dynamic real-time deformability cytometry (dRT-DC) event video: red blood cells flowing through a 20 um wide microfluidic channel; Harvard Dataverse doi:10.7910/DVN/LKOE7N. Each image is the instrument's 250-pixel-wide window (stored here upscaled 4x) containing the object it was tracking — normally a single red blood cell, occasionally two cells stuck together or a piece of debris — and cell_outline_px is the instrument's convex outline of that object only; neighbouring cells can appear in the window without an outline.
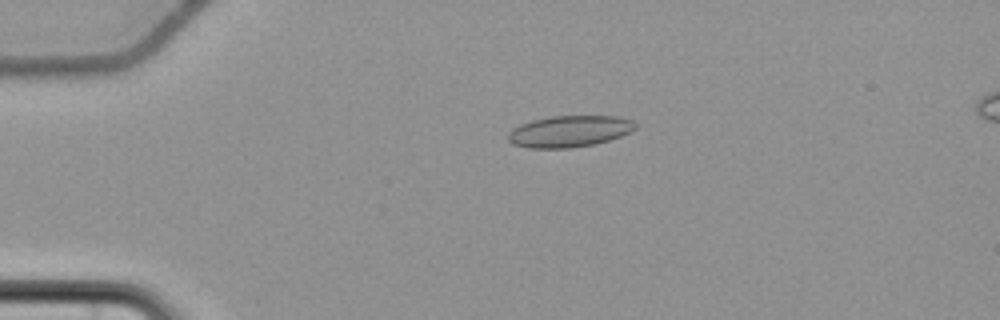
{"species": "common noctule bat (a hibernating species)", "species_latin": "Nyctalus noctula", "temperature_condition": "cold", "stored_images_in_passage": 56, "camera_frame_rate_fps": 3000, "um_per_image_px": 0.085, "animal": {"sex": "female", "body_mass_g": 22.7, "forearm_length_mm": 54.2}, "frame": {"image": 1, "passage_image": 13, "time_ms": 4.0, "image_size_px": [1000, 320], "cell_outline_px": [[636, 128], [632, 132], [608, 140], [592, 144], [572, 148], [528, 148], [512, 144], [508, 140], [508, 132], [512, 128], [520, 124], [532, 120], [552, 116], [616, 116], [632, 120], [636, 124]], "centroid_in_image_um": [48.38, 11.16], "position_along_channel_um": 36.6, "area_um2": 23.41}}
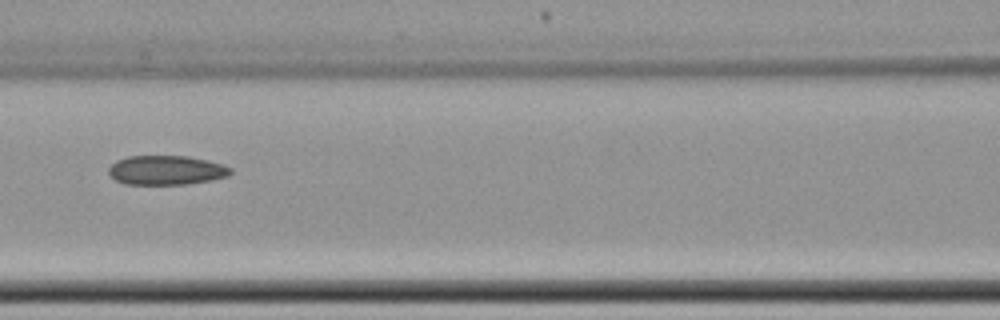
{"frame": {"image": 2, "passage_image": 26, "time_ms": 8.333, "image_size_px": [1000, 320], "cell_outline_px": [[232, 172], [228, 176], [212, 180], [188, 184], [124, 184], [116, 180], [108, 172], [108, 168], [116, 160], [128, 156], [188, 156], [208, 160], [232, 168]], "centroid_in_image_um": [14.14, 14.46], "position_along_channel_um": 152.5, "area_um2": 20.87}}
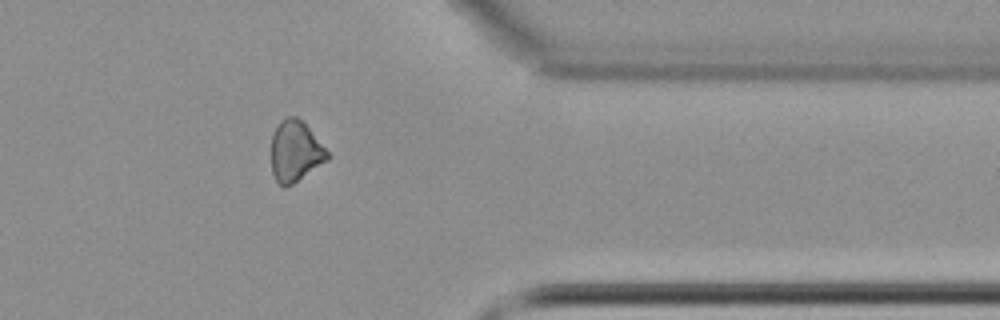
{"frame": {"image": 3, "passage_image": 46, "time_ms": 15.0, "image_size_px": [1000, 320], "cell_outline_px": [[332, 156], [328, 160], [292, 184], [284, 188], [276, 180], [272, 172], [272, 132], [280, 120], [288, 116], [296, 116], [308, 128]], "centroid_in_image_um": [25.09, 12.86], "position_along_channel_um": 386.3, "area_um2": 19.77}, "authors_computed_cell_mechanics": {"area_um2": 21.2993, "velocity_mm_per_s": 3.6909, "shape_relaxation_time_tau1_ms": null, "shape_relaxation_time_tau2_ms": 7.7329, "deformation_change_tau1": null, "deformation_change_tau2": 0.1694}}